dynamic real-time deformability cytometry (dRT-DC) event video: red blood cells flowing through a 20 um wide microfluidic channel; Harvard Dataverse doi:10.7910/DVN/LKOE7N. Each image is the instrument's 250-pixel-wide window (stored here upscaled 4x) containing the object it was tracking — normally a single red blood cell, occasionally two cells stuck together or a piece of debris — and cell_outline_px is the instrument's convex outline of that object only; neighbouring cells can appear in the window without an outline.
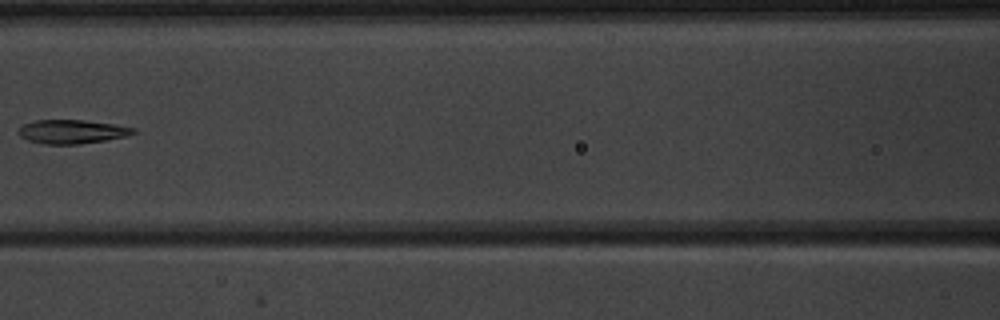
{"species": "common noctule bat (a hibernating species)", "species_latin": "Nyctalus noctula", "temperature_condition": "warm", "stored_images_in_passage": 6, "camera_frame_rate_fps": 3000, "um_per_image_px": 0.085, "animal": {"sex": "male", "body_mass_g": 20.1, "forearm_length_mm": 53.5}, "frame": {"image": 1, "passage_image": 5, "time_ms": 8.0, "image_size_px": [1000, 320], "cell_outline_px": [[136, 132], [128, 136], [108, 140], [80, 144], [44, 144], [28, 140], [20, 136], [16, 132], [24, 124], [36, 120], [84, 120], [112, 124], [136, 128]], "centroid_in_image_um": [6.13, 11.2], "position_along_channel_um": 160.5, "area_um2": 16.01}}
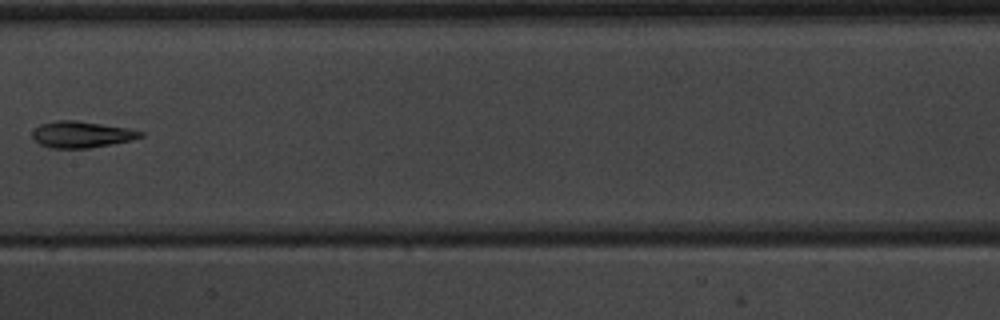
{"frame": {"image": 2, "passage_image": 6, "time_ms": 9.0, "image_size_px": [1000, 320], "cell_outline_px": [[144, 136], [132, 140], [112, 144], [88, 148], [48, 148], [32, 140], [32, 132], [40, 124], [52, 120], [76, 120], [128, 128], [144, 132]], "centroid_in_image_um": [6.9, 11.43], "position_along_channel_um": 200.5, "area_um2": 16.82}}